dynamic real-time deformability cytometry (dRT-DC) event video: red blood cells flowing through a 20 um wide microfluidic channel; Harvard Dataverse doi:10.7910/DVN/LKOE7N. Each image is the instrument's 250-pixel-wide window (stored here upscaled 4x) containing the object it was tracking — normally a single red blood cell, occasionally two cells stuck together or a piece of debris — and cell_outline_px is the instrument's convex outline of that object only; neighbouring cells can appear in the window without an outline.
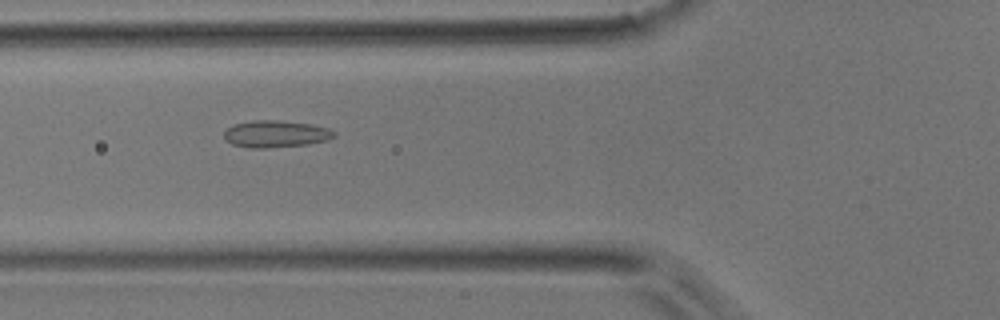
{"species": "common noctule bat (a hibernating species)", "species_latin": "Nyctalus noctula", "temperature_condition": "room temperature", "stored_images_in_passage": 35, "camera_frame_rate_fps": 3000, "um_per_image_px": 0.085, "animal": {"sex": "male", "body_mass_g": 17.9}, "frame": {"image": 1, "passage_image": 7, "time_ms": 2.0, "image_size_px": [1000, 320], "cell_outline_px": [[336, 136], [328, 140], [308, 144], [264, 148], [252, 148], [232, 144], [224, 136], [224, 132], [228, 128], [236, 124], [252, 120], [276, 120], [312, 124], [328, 128], [336, 132]], "centroid_in_image_um": [23.48, 11.38], "position_along_channel_um": 102.3, "area_um2": 17.17}}
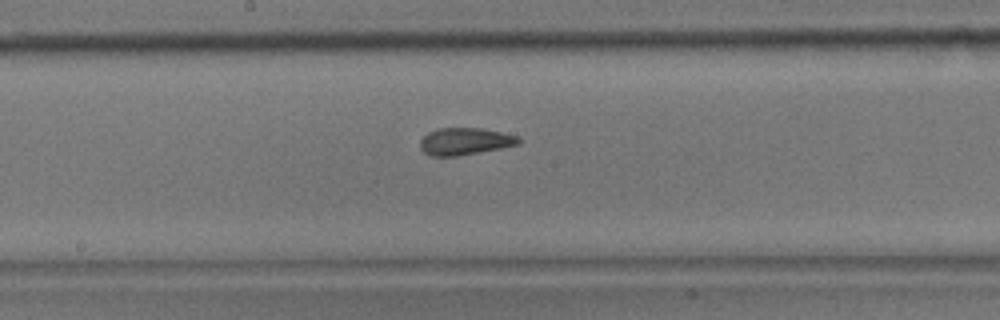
{"frame": {"image": 2, "passage_image": 15, "time_ms": 4.667, "image_size_px": [1000, 320], "cell_outline_px": [[520, 144], [500, 148], [456, 156], [432, 156], [424, 152], [420, 148], [420, 140], [428, 132], [436, 128], [484, 128], [520, 136]], "centroid_in_image_um": [39.52, 12.0], "position_along_channel_um": 208.7, "area_um2": 15.61}}
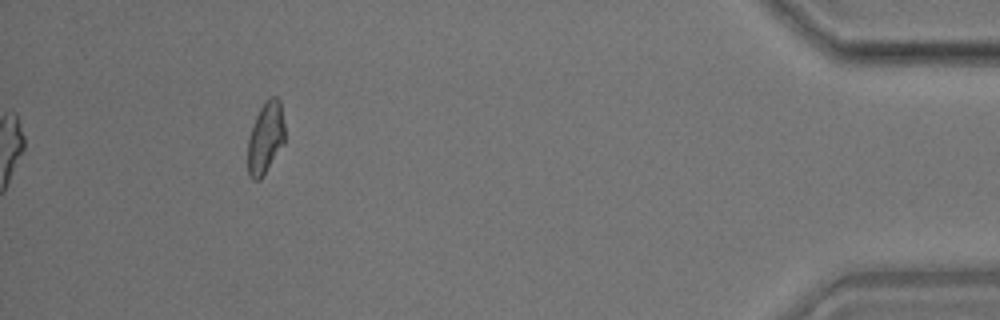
{"frame": {"image": 3, "passage_image": 35, "time_ms": 11.333, "image_size_px": [1000, 320], "cell_outline_px": [[284, 144], [260, 180], [252, 180], [248, 176], [248, 136], [256, 116], [260, 108], [272, 96], [276, 96], [280, 100], [284, 124]], "centroid_in_image_um": [22.56, 11.74], "position_along_channel_um": 412.6, "area_um2": 15.43}}